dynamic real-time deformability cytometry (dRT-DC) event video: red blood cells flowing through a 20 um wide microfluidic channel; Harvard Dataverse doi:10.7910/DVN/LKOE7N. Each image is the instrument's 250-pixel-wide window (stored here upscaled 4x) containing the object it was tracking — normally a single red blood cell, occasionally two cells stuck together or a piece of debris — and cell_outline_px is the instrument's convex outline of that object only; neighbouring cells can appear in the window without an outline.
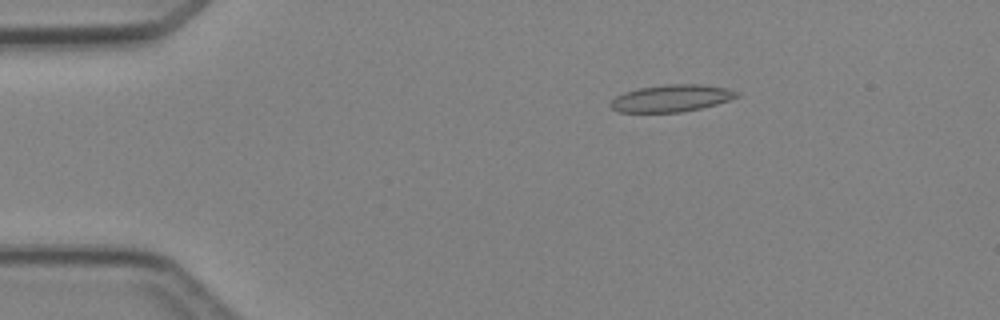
{"species": "Egyptian fruit bat (a non-hibernating species)", "species_latin": "Rousettus aegyptiacus", "temperature_condition": "cold", "stored_images_in_passage": 3, "camera_frame_rate_fps": 3000, "um_per_image_px": 0.085, "animal": {"sex": "female"}, "frame": {"image": 1, "passage_image": 1, "time_ms": 0.0, "image_size_px": [1000, 320], "cell_outline_px": [[740, 96], [716, 104], [700, 108], [680, 112], [616, 112], [608, 104], [616, 96], [624, 92], [640, 88], [664, 84], [700, 84], [728, 88], [740, 92]], "centroid_in_image_um": [57.07, 8.34], "position_along_channel_um": 27.9, "area_um2": 19.94}}
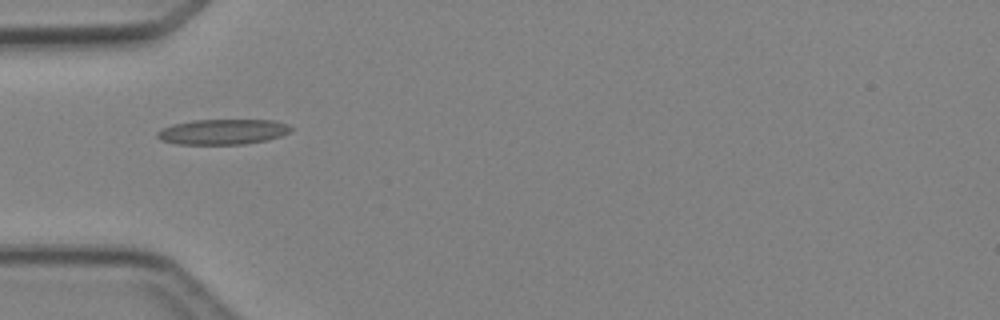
{"frame": {"image": 2, "passage_image": 3, "time_ms": 2.333, "image_size_px": [1000, 320], "cell_outline_px": [[292, 128], [288, 132], [280, 136], [264, 140], [244, 144], [176, 144], [160, 140], [156, 136], [156, 132], [160, 128], [172, 124], [192, 120], [272, 120], [288, 124]], "centroid_in_image_um": [18.86, 11.2], "position_along_channel_um": 66.1, "area_um2": 19.71}}